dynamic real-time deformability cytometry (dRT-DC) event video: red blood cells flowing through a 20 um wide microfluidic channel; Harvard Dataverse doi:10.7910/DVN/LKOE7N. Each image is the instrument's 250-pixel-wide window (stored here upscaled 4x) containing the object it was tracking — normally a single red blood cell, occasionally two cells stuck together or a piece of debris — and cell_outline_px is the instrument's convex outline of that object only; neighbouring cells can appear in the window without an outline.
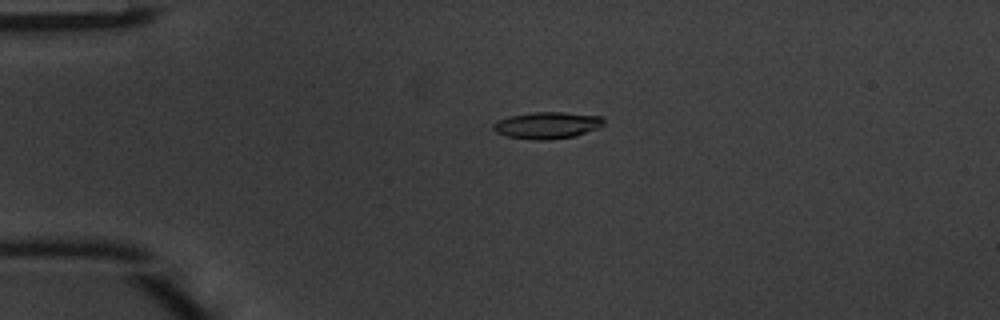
{"species": "common noctule bat (a hibernating species)", "species_latin": "Nyctalus noctula", "temperature_condition": "warm", "stored_images_in_passage": 48, "camera_frame_rate_fps": 3000, "um_per_image_px": 0.085, "animal": {"sex": "male", "body_mass_g": 20.1, "forearm_length_mm": 53.5}, "frame": {"image": 1, "passage_image": 11, "time_ms": 3.333, "image_size_px": [1000, 320], "cell_outline_px": [[604, 124], [600, 128], [576, 136], [548, 140], [532, 140], [508, 136], [496, 132], [492, 128], [492, 124], [496, 120], [508, 116], [532, 112], [564, 112], [604, 116]], "centroid_in_image_um": [46.53, 10.64], "position_along_channel_um": 38.5, "area_um2": 17.57}}
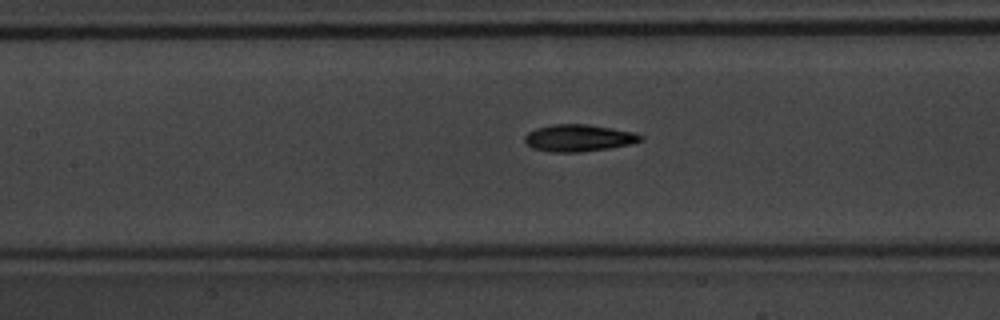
{"frame": {"image": 2, "passage_image": 22, "time_ms": 7.0, "image_size_px": [1000, 320], "cell_outline_px": [[644, 140], [628, 144], [608, 148], [580, 152], [548, 152], [532, 148], [524, 140], [524, 136], [528, 132], [536, 128], [552, 124], [588, 124], [636, 132], [644, 136]], "centroid_in_image_um": [49.19, 11.72], "position_along_channel_um": 158.2, "area_um2": 18.32}}
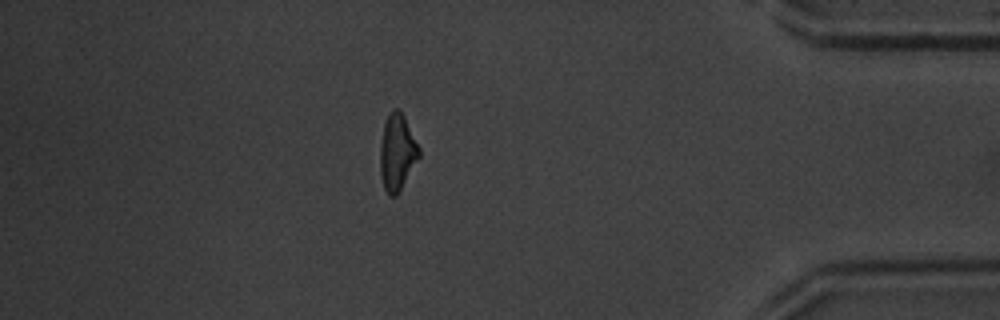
{"frame": {"image": 3, "passage_image": 42, "time_ms": 13.667, "image_size_px": [1000, 320], "cell_outline_px": [[420, 156], [396, 196], [388, 196], [384, 188], [380, 172], [380, 148], [384, 124], [388, 112], [392, 108], [400, 108], [420, 148]], "centroid_in_image_um": [33.75, 12.91], "position_along_channel_um": 401.4, "area_um2": 17.34}, "authors_computed_cell_mechanics": {"area_um2": 17.0221, "velocity_mm_per_s": 4.2007, "shape_relaxation_time_tau1_ms": 2.6883, "shape_relaxation_time_tau2_ms": 3.5358, "deformation_change_tau1": 0.1438, "deformation_change_tau2": 0.1116}}